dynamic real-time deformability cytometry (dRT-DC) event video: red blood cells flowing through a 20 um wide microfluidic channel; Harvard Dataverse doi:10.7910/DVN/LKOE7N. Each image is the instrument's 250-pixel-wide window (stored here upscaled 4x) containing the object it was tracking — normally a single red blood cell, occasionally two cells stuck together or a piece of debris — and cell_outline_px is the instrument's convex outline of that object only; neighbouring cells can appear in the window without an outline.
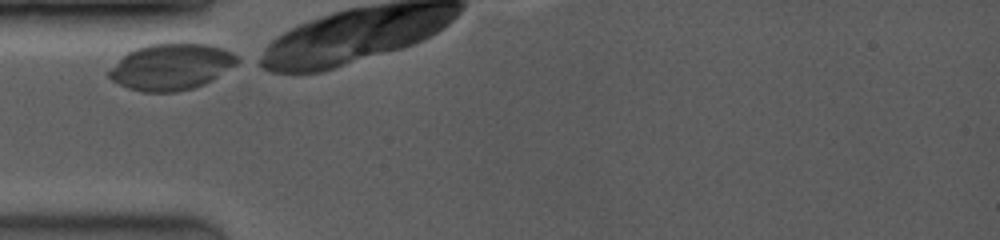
{"species": "common noctule bat (a hibernating species)", "species_latin": "Nyctalus noctula", "temperature_condition": "room temperature", "stored_images_in_passage": 5, "camera_frame_rate_fps": 3500, "um_per_image_px": 0.085, "animal": {"sex": "female", "body_mass_g": 19.0, "forearm_length_mm": 53.3}, "frame": {"image": 1, "passage_image": 1, "time_ms": 0.0, "image_size_px": [1000, 240], "cell_outline_px": [[244, 60], [212, 80], [204, 84], [192, 88], [176, 92], [144, 92], [128, 88], [112, 80], [108, 76], [108, 72], [128, 52], [136, 48], [148, 44], [208, 44], [232, 52]], "centroid_in_image_um": [14.61, 5.68], "position_along_channel_um": 70.4, "area_um2": 34.33}}